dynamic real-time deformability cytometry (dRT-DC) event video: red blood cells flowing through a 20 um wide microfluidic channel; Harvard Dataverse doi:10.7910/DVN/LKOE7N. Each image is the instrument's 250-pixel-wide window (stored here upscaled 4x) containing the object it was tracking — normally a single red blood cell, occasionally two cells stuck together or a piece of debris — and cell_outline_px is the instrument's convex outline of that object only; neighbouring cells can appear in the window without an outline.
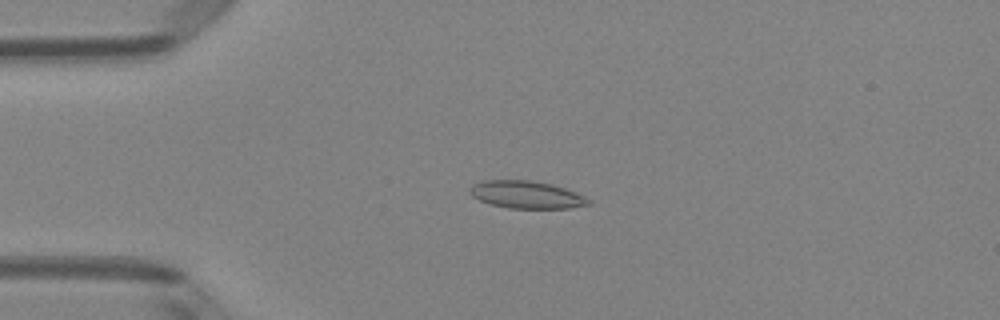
{"species": "Egyptian fruit bat (a non-hibernating species)", "species_latin": "Rousettus aegyptiacus", "temperature_condition": "room temperature", "stored_images_in_passage": 51, "camera_frame_rate_fps": 3000, "um_per_image_px": 0.085, "animal": {"sex": "female"}, "frame": {"image": 1, "passage_image": 13, "time_ms": 4.0, "image_size_px": [1000, 320], "cell_outline_px": [[592, 204], [568, 208], [508, 208], [492, 204], [480, 200], [472, 196], [468, 192], [472, 184], [484, 180], [532, 180], [552, 184], [576, 192], [592, 200]], "centroid_in_image_um": [44.76, 16.54], "position_along_channel_um": 40.2, "area_um2": 19.07}}
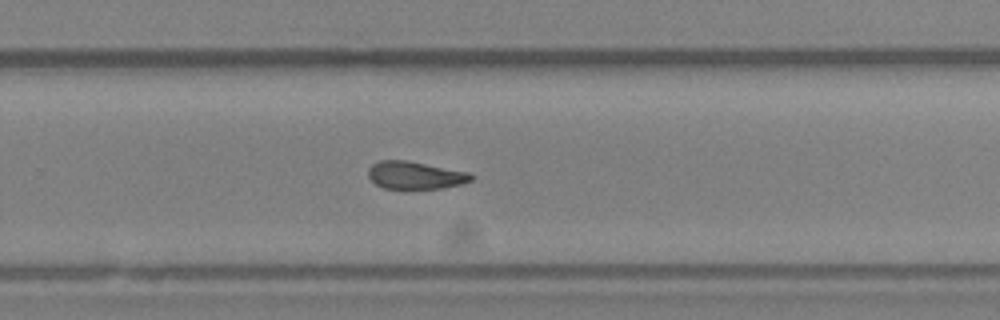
{"frame": {"image": 2, "passage_image": 34, "time_ms": 11.0, "image_size_px": [1000, 320], "cell_outline_px": [[476, 176], [472, 180], [460, 184], [440, 188], [384, 188], [376, 184], [368, 176], [368, 168], [372, 164], [380, 160], [404, 160], [468, 172]], "centroid_in_image_um": [35.28, 14.89], "position_along_channel_um": 294.5, "area_um2": 16.3}}
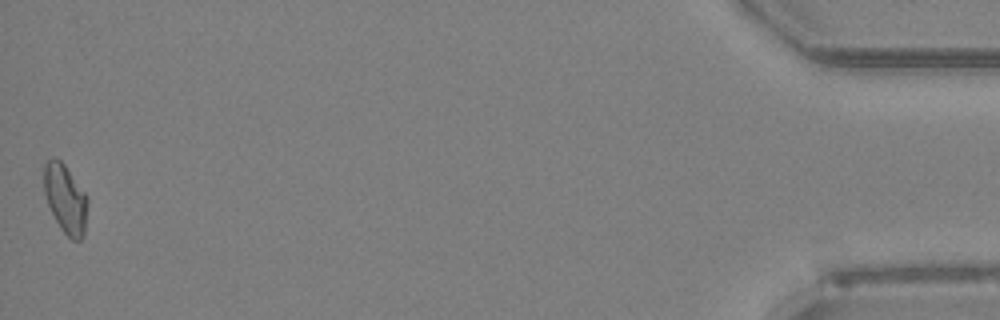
{"frame": {"image": 3, "passage_image": 51, "time_ms": 16.667, "image_size_px": [1000, 320], "cell_outline_px": [[88, 204], [84, 236], [80, 240], [72, 240], [60, 228], [48, 204], [44, 192], [44, 164], [52, 156], [56, 156], [64, 164], [88, 196]], "centroid_in_image_um": [5.57, 16.88], "position_along_channel_um": 429.6, "area_um2": 17.63}, "authors_computed_cell_mechanics": {"area_um2": 17.4556, "velocity_mm_per_s": 4.0394, "shape_relaxation_time_tau1_ms": null, "shape_relaxation_time_tau2_ms": 6.6973, "deformation_change_tau1": null, "deformation_change_tau2": 0.14}}